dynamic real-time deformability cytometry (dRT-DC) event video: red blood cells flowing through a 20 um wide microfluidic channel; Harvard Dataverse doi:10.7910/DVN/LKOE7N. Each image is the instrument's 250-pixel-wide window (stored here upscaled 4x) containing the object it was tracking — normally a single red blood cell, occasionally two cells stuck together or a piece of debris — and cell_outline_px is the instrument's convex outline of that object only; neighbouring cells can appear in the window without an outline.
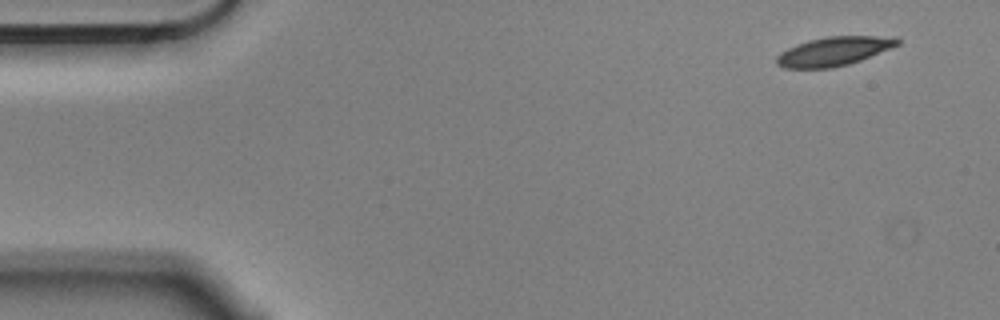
{"species": "Egyptian fruit bat (a non-hibernating species)", "species_latin": "Rousettus aegyptiacus", "temperature_condition": "cold", "stored_images_in_passage": 5, "camera_frame_rate_fps": 3000, "um_per_image_px": 0.085, "animal": {"sex": "male"}, "frame": {"image": 1, "passage_image": 1, "time_ms": 0.0, "image_size_px": [1000, 320], "cell_outline_px": [[900, 44], [860, 60], [848, 64], [832, 68], [784, 68], [776, 64], [776, 56], [780, 52], [796, 44], [808, 40], [828, 36], [896, 36], [900, 40]], "centroid_in_image_um": [70.86, 4.35], "position_along_channel_um": 14.1, "area_um2": 20.4}}
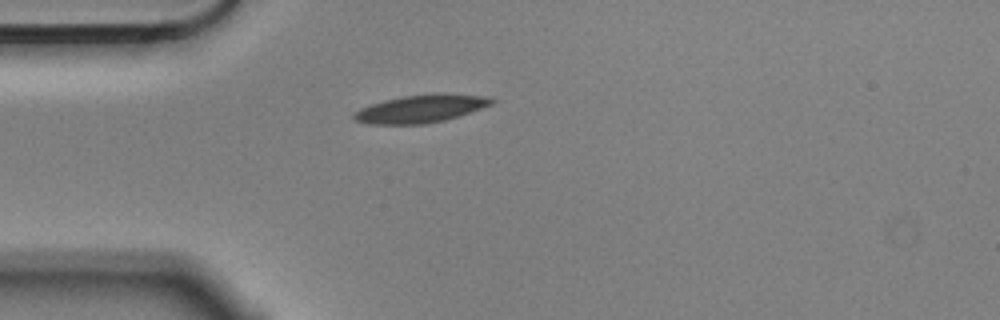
{"frame": {"image": 2, "passage_image": 4, "time_ms": 1.0, "image_size_px": [1000, 320], "cell_outline_px": [[496, 100], [492, 104], [460, 116], [444, 120], [424, 124], [368, 124], [352, 120], [352, 116], [360, 108], [384, 100], [404, 96], [488, 96]], "centroid_in_image_um": [35.69, 9.3], "position_along_channel_um": 49.3, "area_um2": 21.33}}